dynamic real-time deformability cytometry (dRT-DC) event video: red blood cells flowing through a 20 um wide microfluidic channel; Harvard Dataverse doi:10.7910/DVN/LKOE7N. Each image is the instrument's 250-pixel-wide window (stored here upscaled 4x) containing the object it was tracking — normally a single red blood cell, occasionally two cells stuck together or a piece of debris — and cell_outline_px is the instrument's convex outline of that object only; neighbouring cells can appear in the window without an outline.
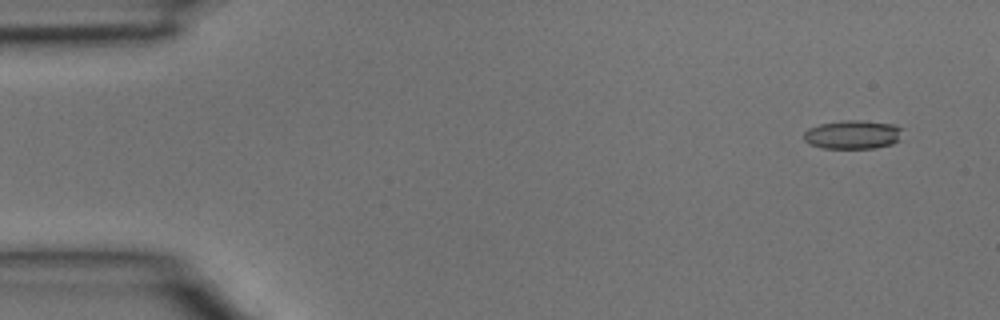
{"species": "common noctule bat (a hibernating species)", "species_latin": "Nyctalus noctula", "temperature_condition": "room temperature", "stored_images_in_passage": 4, "camera_frame_rate_fps": 3000, "um_per_image_px": 0.085, "animal": {"sex": "male", "body_mass_g": 15.6}, "frame": {"image": 1, "passage_image": 1, "time_ms": 0.0, "image_size_px": [1000, 320], "cell_outline_px": [[904, 128], [900, 140], [892, 144], [872, 148], [820, 148], [808, 144], [804, 140], [804, 132], [808, 128], [820, 124], [840, 120], [860, 120], [892, 124]], "centroid_in_image_um": [72.49, 11.44], "position_along_channel_um": 12.5, "area_um2": 16.76}}